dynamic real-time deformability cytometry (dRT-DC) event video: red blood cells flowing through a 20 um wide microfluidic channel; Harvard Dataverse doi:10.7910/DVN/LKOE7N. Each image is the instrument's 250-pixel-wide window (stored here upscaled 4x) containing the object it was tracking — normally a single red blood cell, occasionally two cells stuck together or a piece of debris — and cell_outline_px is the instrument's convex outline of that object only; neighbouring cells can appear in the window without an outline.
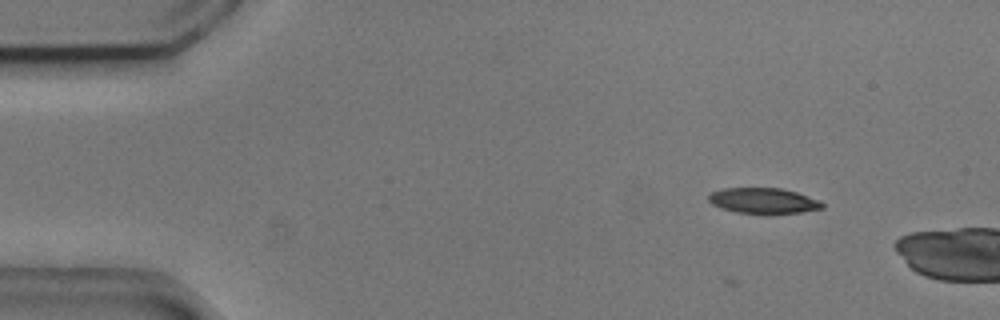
{"species": "common noctule bat (a hibernating species)", "species_latin": "Nyctalus noctula", "temperature_condition": "cold", "stored_images_in_passage": 3, "camera_frame_rate_fps": 3000, "um_per_image_px": 0.085, "animal": {"sex": "male", "body_mass_g": 20.5, "forearm_length_mm": 52.5}, "frame": {"image": 1, "passage_image": 2, "time_ms": 0.333, "image_size_px": [1000, 320], "cell_outline_px": [[824, 208], [800, 212], [768, 216], [736, 212], [720, 208], [712, 204], [708, 200], [708, 196], [712, 192], [724, 188], [780, 188], [796, 192], [820, 200], [824, 204]], "centroid_in_image_um": [64.9, 17.1], "position_along_channel_um": 20.1, "area_um2": 17.46}}